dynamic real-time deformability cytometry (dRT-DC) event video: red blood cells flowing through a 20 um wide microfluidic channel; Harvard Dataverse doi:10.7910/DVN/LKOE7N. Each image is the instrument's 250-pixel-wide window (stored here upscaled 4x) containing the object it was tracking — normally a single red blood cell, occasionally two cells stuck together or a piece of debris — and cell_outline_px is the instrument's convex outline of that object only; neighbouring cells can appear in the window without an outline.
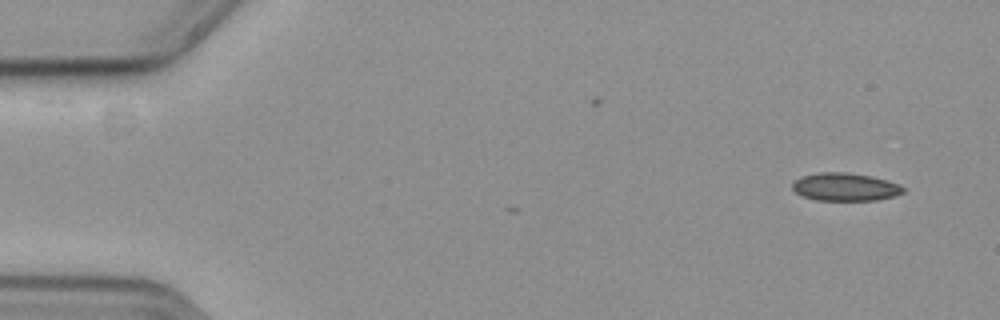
{"species": "common noctule bat (a hibernating species)", "species_latin": "Nyctalus noctula", "temperature_condition": "cold", "stored_images_in_passage": 3, "camera_frame_rate_fps": 3000, "um_per_image_px": 0.085, "animal": {"sex": "female", "body_mass_g": 19.3, "forearm_length_mm": 54.1}, "frame": {"image": 1, "passage_image": 3, "time_ms": 0.667, "image_size_px": [1000, 320], "cell_outline_px": [[904, 192], [892, 196], [876, 200], [816, 200], [804, 196], [796, 192], [792, 188], [792, 184], [800, 176], [820, 172], [844, 172], [872, 176], [896, 184], [904, 188]], "centroid_in_image_um": [71.79, 15.88], "position_along_channel_um": 13.2, "area_um2": 17.74}}